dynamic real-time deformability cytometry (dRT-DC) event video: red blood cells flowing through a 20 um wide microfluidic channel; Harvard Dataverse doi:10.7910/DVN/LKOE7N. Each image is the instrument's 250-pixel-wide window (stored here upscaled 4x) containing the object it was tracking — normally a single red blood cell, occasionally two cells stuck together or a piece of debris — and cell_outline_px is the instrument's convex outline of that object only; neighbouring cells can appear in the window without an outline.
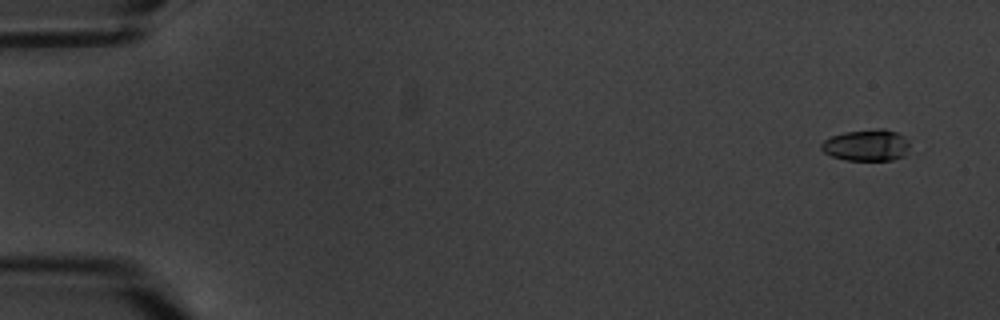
{"species": "common noctule bat (a hibernating species)", "species_latin": "Nyctalus noctula", "temperature_condition": "warm", "stored_images_in_passage": 7, "camera_frame_rate_fps": 3000, "um_per_image_px": 0.085, "animal": {"sex": "male", "body_mass_g": 20.1, "forearm_length_mm": 53.5}, "frame": {"image": 1, "passage_image": 2, "time_ms": 1.0, "image_size_px": [1000, 320], "cell_outline_px": [[908, 148], [904, 156], [892, 160], [844, 160], [832, 156], [824, 152], [820, 148], [820, 144], [824, 140], [832, 136], [844, 132], [876, 128], [884, 128], [896, 132], [908, 144]], "centroid_in_image_um": [73.6, 12.34], "position_along_channel_um": 11.4, "area_um2": 16.13}}
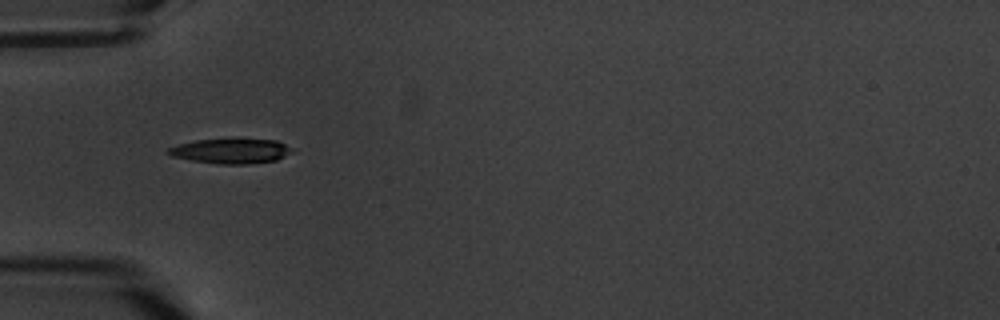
{"frame": {"image": 2, "passage_image": 6, "time_ms": 6.667, "image_size_px": [1000, 320], "cell_outline_px": [[296, 152], [276, 160], [248, 164], [220, 164], [192, 160], [172, 156], [164, 152], [168, 148], [180, 144], [196, 140], [236, 136], [276, 140], [292, 148]], "centroid_in_image_um": [19.68, 12.79], "position_along_channel_um": 65.3, "area_um2": 18.84}}